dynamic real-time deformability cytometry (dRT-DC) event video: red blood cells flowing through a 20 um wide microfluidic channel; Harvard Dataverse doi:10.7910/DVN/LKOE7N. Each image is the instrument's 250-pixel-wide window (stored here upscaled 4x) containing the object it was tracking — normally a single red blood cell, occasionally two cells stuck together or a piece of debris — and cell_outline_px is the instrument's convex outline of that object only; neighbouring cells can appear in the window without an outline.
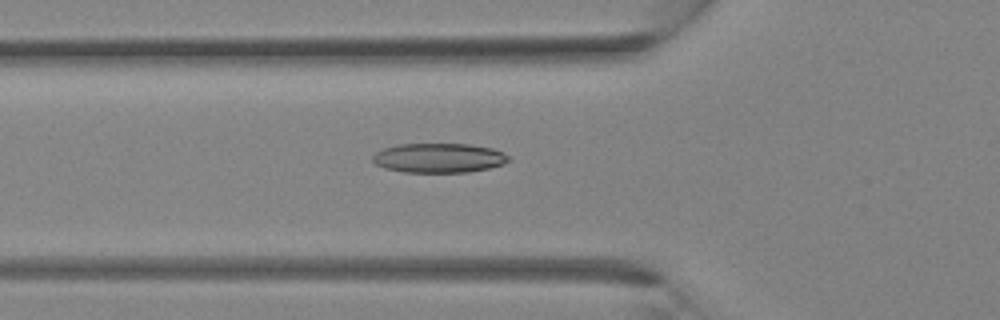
{"species": "Egyptian fruit bat (a non-hibernating species)", "species_latin": "Rousettus aegyptiacus", "temperature_condition": "room temperature", "stored_images_in_passage": 34, "camera_frame_rate_fps": 3000, "um_per_image_px": 0.085, "animal": {"sex": "female"}, "frame": {"image": 1, "passage_image": 11, "time_ms": 3.333, "image_size_px": [1000, 320], "cell_outline_px": [[508, 160], [504, 164], [488, 168], [468, 172], [404, 172], [384, 168], [376, 164], [372, 160], [372, 156], [376, 152], [384, 148], [396, 144], [468, 144], [492, 148], [504, 152], [508, 156]], "centroid_in_image_um": [37.28, 13.42], "position_along_channel_um": 88.5, "area_um2": 23.35}}
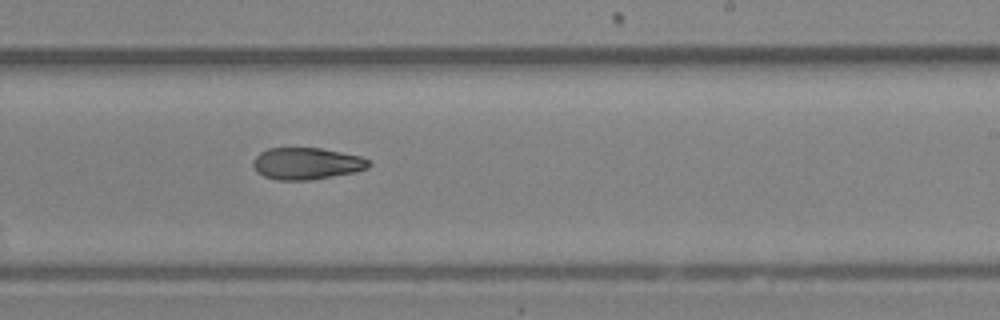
{"frame": {"image": 2, "passage_image": 20, "time_ms": 6.333, "image_size_px": [1000, 320], "cell_outline_px": [[372, 164], [368, 168], [356, 172], [308, 180], [276, 180], [264, 176], [256, 172], [252, 164], [252, 160], [260, 152], [268, 148], [320, 148], [360, 156], [368, 160]], "centroid_in_image_um": [26.04, 13.9], "position_along_channel_um": 263.0, "area_um2": 21.5}}
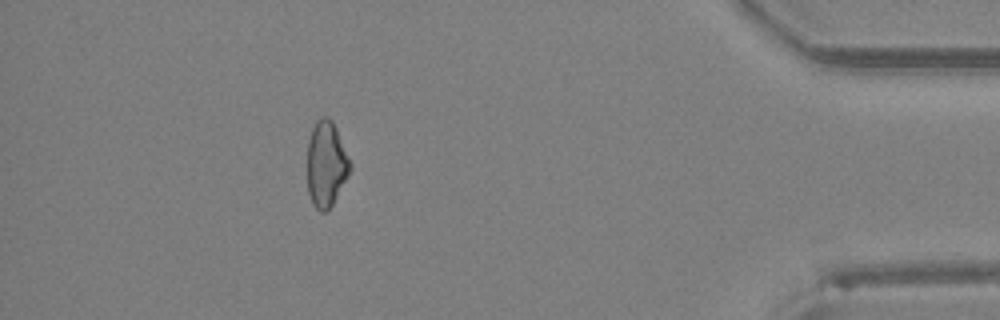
{"frame": {"image": 3, "passage_image": 30, "time_ms": 9.667, "image_size_px": [1000, 320], "cell_outline_px": [[352, 168], [348, 176], [332, 204], [324, 212], [320, 212], [312, 204], [308, 192], [308, 140], [312, 128], [316, 120], [320, 116], [328, 116], [332, 120], [336, 128], [352, 164]], "centroid_in_image_um": [27.73, 13.92], "position_along_channel_um": 407.5, "area_um2": 21.39}}